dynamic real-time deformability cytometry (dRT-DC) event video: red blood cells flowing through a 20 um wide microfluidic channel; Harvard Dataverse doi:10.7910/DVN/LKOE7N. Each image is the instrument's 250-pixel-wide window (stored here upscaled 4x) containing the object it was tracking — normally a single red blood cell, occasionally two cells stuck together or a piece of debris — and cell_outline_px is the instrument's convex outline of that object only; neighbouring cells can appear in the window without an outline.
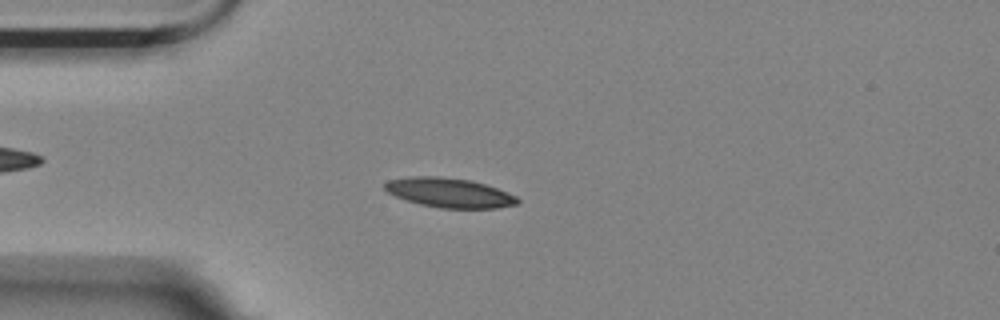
{"species": "Egyptian fruit bat (a non-hibernating species)", "species_latin": "Rousettus aegyptiacus", "temperature_condition": "room temperature", "stored_images_in_passage": 47, "camera_frame_rate_fps": 3000, "um_per_image_px": 0.085, "animal": {"sex": "female"}, "frame": {"image": 1, "passage_image": 5, "time_ms": 1.333, "image_size_px": [1000, 320], "cell_outline_px": [[520, 200], [516, 204], [496, 208], [440, 208], [420, 204], [396, 196], [388, 192], [384, 188], [384, 184], [388, 180], [408, 176], [436, 176], [472, 180], [508, 192], [516, 196]], "centroid_in_image_um": [38.19, 16.37], "position_along_channel_um": 46.8, "area_um2": 22.72}}
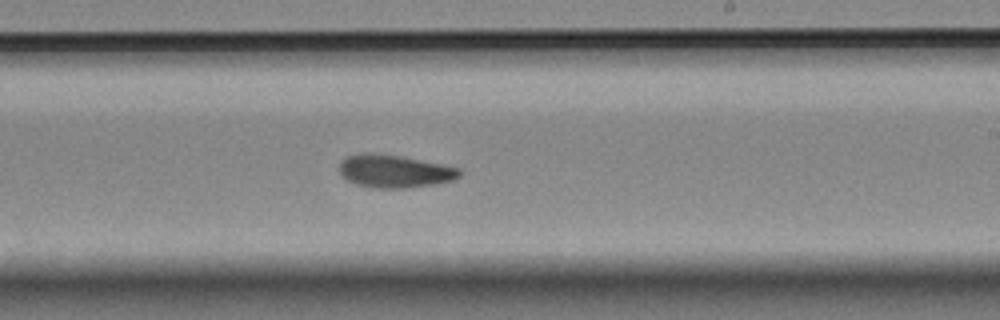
{"frame": {"image": 2, "passage_image": 24, "time_ms": 7.667, "image_size_px": [1000, 320], "cell_outline_px": [[460, 176], [452, 180], [432, 184], [404, 188], [376, 188], [356, 184], [340, 176], [340, 160], [344, 156], [360, 152], [364, 152], [400, 156], [460, 168]], "centroid_in_image_um": [33.45, 14.54], "position_along_channel_um": 255.5, "area_um2": 22.89}}
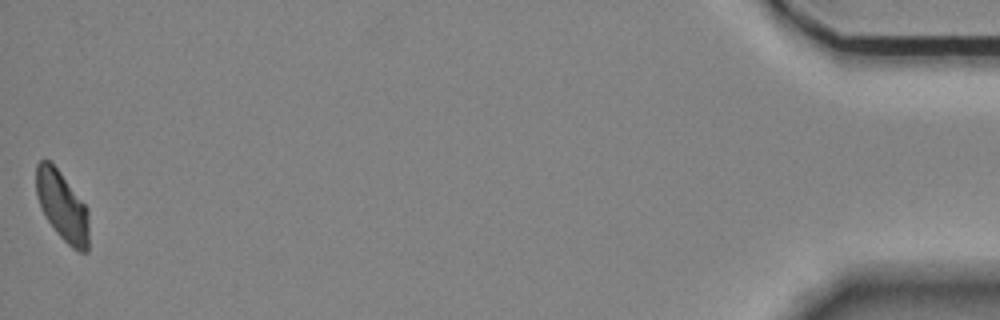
{"frame": {"image": 3, "passage_image": 47, "time_ms": 15.333, "image_size_px": [1000, 320], "cell_outline_px": [[88, 252], [80, 252], [72, 248], [56, 232], [48, 220], [36, 196], [36, 164], [40, 160], [48, 160], [60, 172], [88, 208]], "centroid_in_image_um": [5.3, 17.52], "position_along_channel_um": 429.9, "area_um2": 21.1}, "authors_computed_cell_mechanics": {"area_um2": 22.542, "velocity_mm_per_s": 3.5058, "shape_relaxation_time_tau1_ms": 5.6107, "shape_relaxation_time_tau2_ms": 9.7237, "deformation_change_tau1": 0.126, "deformation_change_tau2": 0.1454}}